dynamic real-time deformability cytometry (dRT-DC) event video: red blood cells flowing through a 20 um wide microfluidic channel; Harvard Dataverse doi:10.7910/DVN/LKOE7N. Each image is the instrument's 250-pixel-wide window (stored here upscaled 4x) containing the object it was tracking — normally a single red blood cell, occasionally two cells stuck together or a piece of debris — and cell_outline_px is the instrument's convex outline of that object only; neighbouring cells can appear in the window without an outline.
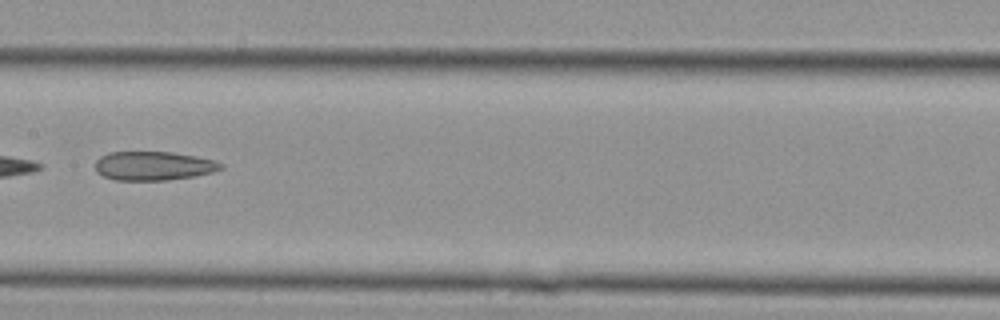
{"species": "Egyptian fruit bat (a non-hibernating species)", "species_latin": "Rousettus aegyptiacus", "temperature_condition": "cold", "stored_images_in_passage": 10, "camera_frame_rate_fps": 3000, "um_per_image_px": 0.085, "animal": {"sex": "female"}, "frame": {"image": 1, "passage_image": 7, "time_ms": 2.0, "image_size_px": [1000, 320], "cell_outline_px": [[224, 168], [212, 172], [196, 176], [168, 180], [116, 180], [104, 176], [96, 172], [96, 160], [100, 156], [108, 152], [172, 152], [196, 156], [216, 160], [224, 164]], "centroid_in_image_um": [13.08, 14.09], "position_along_channel_um": 194.3, "area_um2": 21.33}}
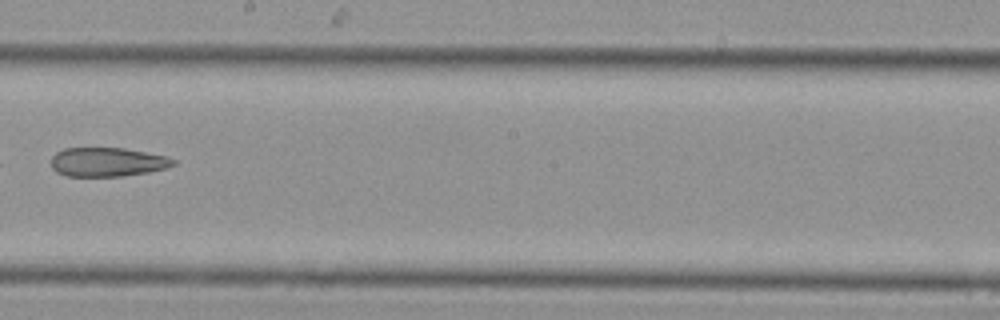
{"frame": {"image": 2, "passage_image": 9, "time_ms": 2.667, "image_size_px": [1000, 320], "cell_outline_px": [[176, 164], [168, 168], [148, 172], [124, 176], [64, 176], [56, 172], [52, 168], [52, 156], [56, 152], [64, 148], [124, 148], [164, 156], [176, 160]], "centroid_in_image_um": [9.12, 13.78], "position_along_channel_um": 239.1, "area_um2": 20.69}}